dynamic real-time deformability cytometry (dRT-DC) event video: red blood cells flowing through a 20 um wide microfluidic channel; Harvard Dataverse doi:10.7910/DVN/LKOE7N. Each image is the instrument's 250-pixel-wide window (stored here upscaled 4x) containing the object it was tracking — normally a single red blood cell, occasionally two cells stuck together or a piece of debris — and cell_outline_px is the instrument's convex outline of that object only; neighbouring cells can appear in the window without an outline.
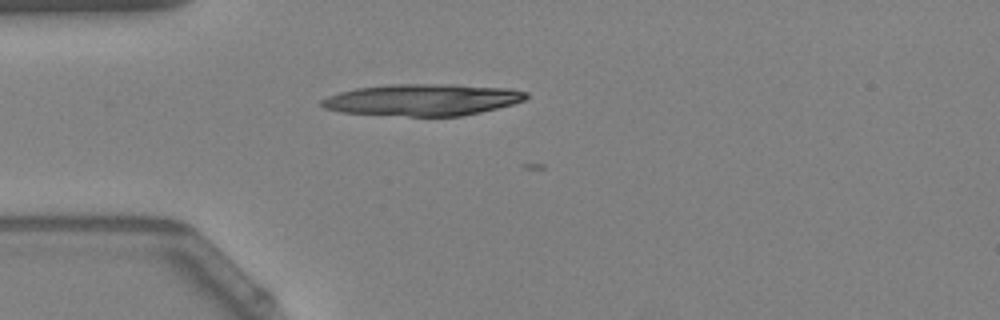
{"species": "Egyptian fruit bat (a non-hibernating species)", "species_latin": "Rousettus aegyptiacus", "temperature_condition": "warm", "stored_images_in_passage": 2, "camera_frame_rate_fps": 3000, "um_per_image_px": 0.085, "animal": {"sex": "female"}, "frame": {"image": 1, "passage_image": 1, "time_ms": 0.0, "image_size_px": [1000, 320], "cell_outline_px": [[528, 96], [524, 100], [512, 104], [480, 112], [460, 116], [408, 116], [340, 112], [324, 108], [320, 104], [320, 100], [328, 96], [340, 92], [356, 88], [388, 84], [452, 84], [512, 88], [528, 92]], "centroid_in_image_um": [35.92, 8.47], "position_along_channel_um": 49.1, "area_um2": 37.86}}